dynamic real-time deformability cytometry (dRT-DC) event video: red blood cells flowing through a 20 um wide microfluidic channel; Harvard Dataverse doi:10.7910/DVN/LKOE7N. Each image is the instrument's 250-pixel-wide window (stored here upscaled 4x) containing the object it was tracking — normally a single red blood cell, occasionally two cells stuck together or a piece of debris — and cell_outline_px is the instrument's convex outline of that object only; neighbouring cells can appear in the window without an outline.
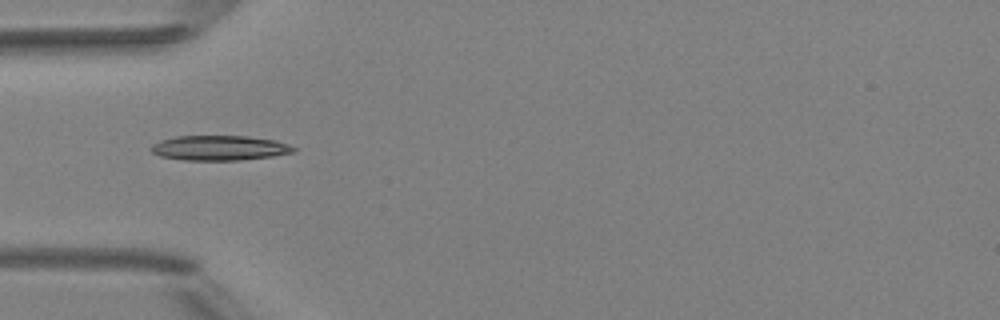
{"species": "Egyptian fruit bat (a non-hibernating species)", "species_latin": "Rousettus aegyptiacus", "temperature_condition": "room temperature", "stored_images_in_passage": 1, "camera_frame_rate_fps": 3000, "um_per_image_px": 0.085, "animal": {"sex": "female"}, "frame": {"image": 1, "passage_image": 1, "time_ms": 0.0, "image_size_px": [1000, 320], "cell_outline_px": [[296, 152], [272, 156], [240, 160], [184, 160], [160, 156], [152, 152], [148, 148], [152, 144], [160, 140], [176, 136], [248, 136], [276, 140], [288, 144], [296, 148]], "centroid_in_image_um": [18.65, 12.57], "position_along_channel_um": 66.4, "area_um2": 20.81}}